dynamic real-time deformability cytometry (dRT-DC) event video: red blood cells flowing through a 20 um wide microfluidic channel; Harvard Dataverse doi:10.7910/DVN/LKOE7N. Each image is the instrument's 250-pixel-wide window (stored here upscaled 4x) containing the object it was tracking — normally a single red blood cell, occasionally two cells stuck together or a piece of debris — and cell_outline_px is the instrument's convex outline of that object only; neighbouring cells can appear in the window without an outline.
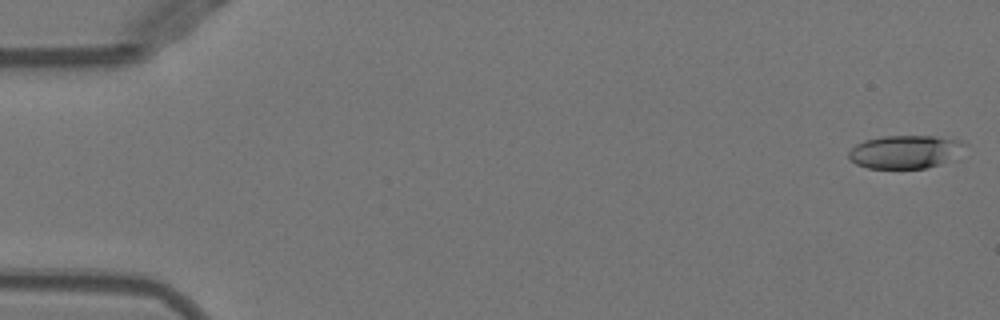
{"species": "Egyptian fruit bat (a non-hibernating species)", "species_latin": "Rousettus aegyptiacus", "temperature_condition": "warm", "stored_images_in_passage": 18, "camera_frame_rate_fps": 3000, "um_per_image_px": 0.085, "animal": {"sex": "female"}, "frame": {"image": 1, "passage_image": 1, "time_ms": 0.0, "image_size_px": [1000, 320], "cell_outline_px": [[968, 144], [956, 160], [924, 168], [868, 168], [856, 164], [848, 156], [848, 152], [856, 144], [864, 140], [884, 136], [936, 136], [960, 140]], "centroid_in_image_um": [77.01, 12.9], "position_along_channel_um": 8.0, "area_um2": 22.77}}
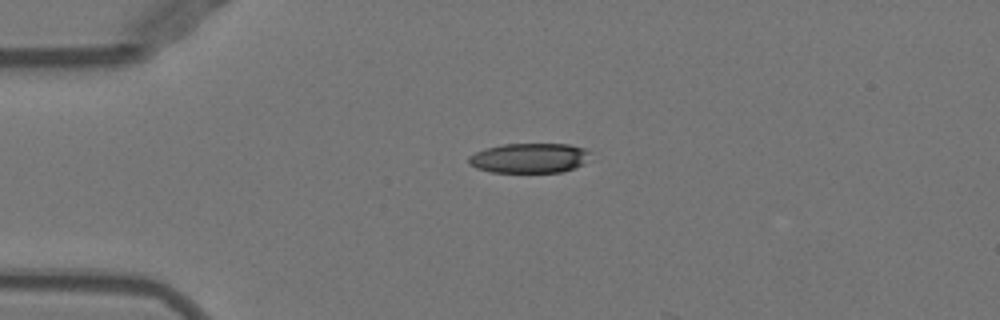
{"frame": {"image": 2, "passage_image": 12, "time_ms": 3.667, "image_size_px": [1000, 320], "cell_outline_px": [[592, 152], [584, 164], [560, 172], [492, 172], [476, 168], [468, 164], [468, 156], [484, 148], [504, 144], [568, 144], [584, 148]], "centroid_in_image_um": [44.98, 13.43], "position_along_channel_um": 40.0, "area_um2": 21.21}}
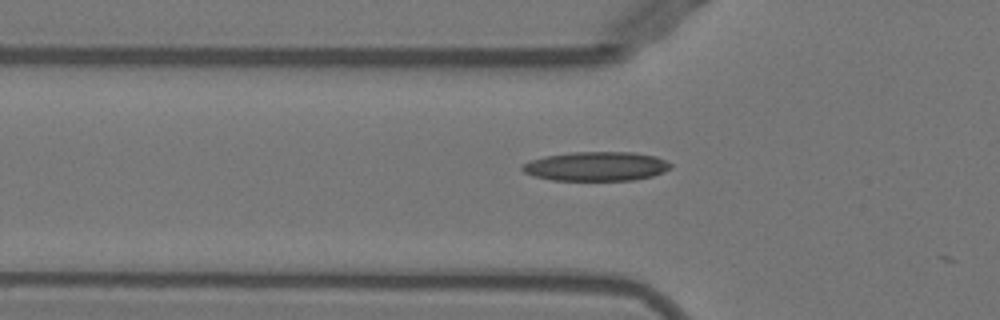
{"frame": {"image": 3, "passage_image": 17, "time_ms": 5.333, "image_size_px": [1000, 320], "cell_outline_px": [[672, 168], [664, 172], [652, 176], [632, 180], [552, 180], [532, 176], [524, 172], [520, 168], [520, 164], [544, 156], [572, 152], [632, 152], [656, 156], [672, 164]], "centroid_in_image_um": [50.66, 14.13], "position_along_channel_um": 75.1, "area_um2": 25.37}}